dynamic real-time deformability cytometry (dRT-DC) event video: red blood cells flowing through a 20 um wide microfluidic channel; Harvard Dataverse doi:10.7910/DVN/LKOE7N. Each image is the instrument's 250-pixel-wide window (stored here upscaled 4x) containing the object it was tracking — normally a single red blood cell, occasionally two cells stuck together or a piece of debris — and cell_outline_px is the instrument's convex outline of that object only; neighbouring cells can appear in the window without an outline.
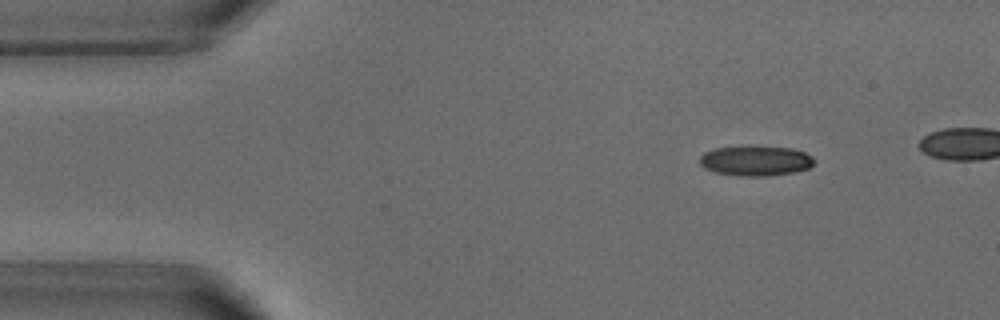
{"species": "common noctule bat (a hibernating species)", "species_latin": "Nyctalus noctula", "temperature_condition": "warm", "stored_images_in_passage": 41, "camera_frame_rate_fps": 3000, "um_per_image_px": 0.085, "animal": {"sex": "male", "body_mass_g": 18.8}, "frame": {"image": 1, "passage_image": 1, "time_ms": 0.0, "image_size_px": [1000, 320], "cell_outline_px": [[816, 160], [808, 168], [796, 172], [768, 176], [740, 176], [716, 172], [704, 168], [700, 164], [700, 156], [704, 152], [716, 148], [744, 144], [756, 144], [792, 148], [804, 152], [812, 156]], "centroid_in_image_um": [64.23, 13.62], "position_along_channel_um": 20.8, "area_um2": 20.81}}
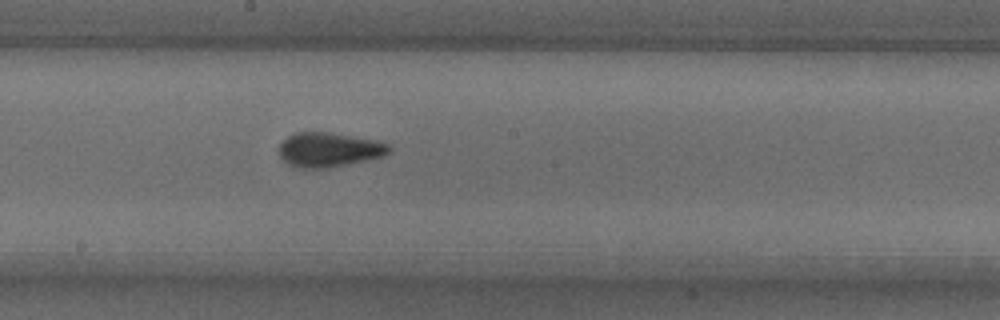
{"frame": {"image": 2, "passage_image": 22, "time_ms": 7.0, "image_size_px": [1000, 320], "cell_outline_px": [[392, 148], [384, 156], [348, 164], [328, 168], [300, 168], [288, 164], [280, 156], [280, 144], [288, 136], [296, 132], [328, 132], [376, 140], [388, 144]], "centroid_in_image_um": [27.97, 12.73], "position_along_channel_um": 220.2, "area_um2": 21.96}}
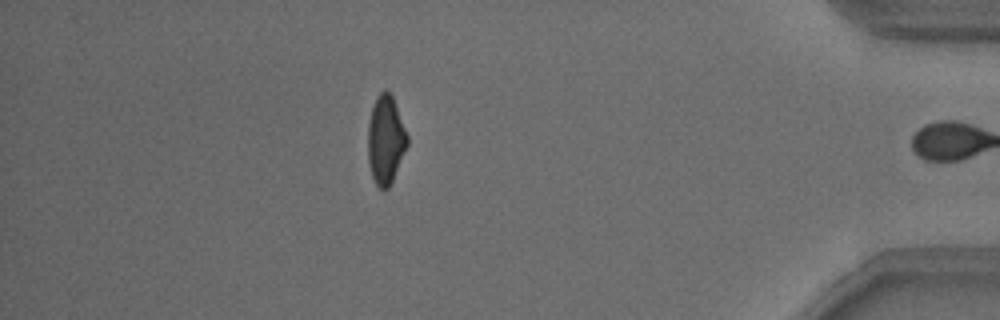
{"frame": {"image": 3, "passage_image": 40, "time_ms": 13.0, "image_size_px": [1000, 320], "cell_outline_px": [[408, 144], [392, 180], [388, 188], [384, 192], [376, 184], [372, 176], [368, 164], [368, 124], [372, 108], [376, 96], [384, 88], [392, 96], [408, 136]], "centroid_in_image_um": [32.76, 11.89], "position_along_channel_um": 402.4, "area_um2": 20.17}, "authors_computed_cell_mechanics": {"area_um2": 21.2704, "velocity_mm_per_s": 3.8293, "shape_relaxation_time_tau1_ms": 6.0954, "shape_relaxation_time_tau2_ms": 1.5006, "deformation_change_tau1": 0.1666, "deformation_change_tau2": 0.0663}}